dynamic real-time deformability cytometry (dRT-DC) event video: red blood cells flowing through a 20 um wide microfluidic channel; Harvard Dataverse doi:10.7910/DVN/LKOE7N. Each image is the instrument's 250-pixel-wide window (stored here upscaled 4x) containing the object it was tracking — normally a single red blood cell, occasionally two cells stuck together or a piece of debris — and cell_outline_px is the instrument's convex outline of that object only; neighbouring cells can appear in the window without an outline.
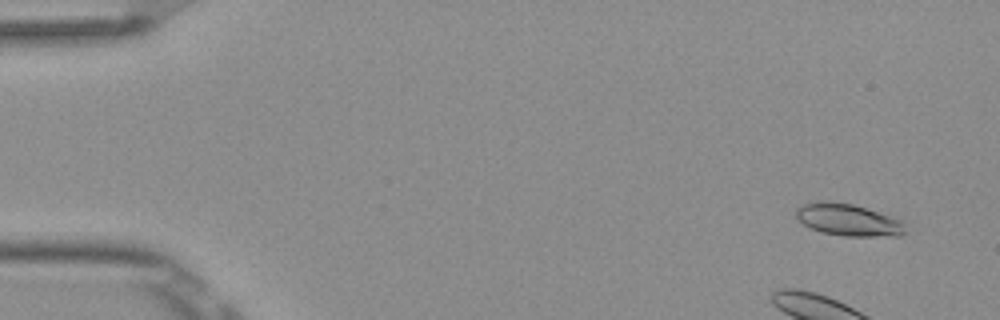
{"species": "Egyptian fruit bat (a non-hibernating species)", "species_latin": "Rousettus aegyptiacus", "temperature_condition": "room temperature", "stored_images_in_passage": 5, "camera_frame_rate_fps": 3000, "um_per_image_px": 0.085, "frame": {"image": 1, "passage_image": 2, "time_ms": 0.333, "image_size_px": [1000, 320], "cell_outline_px": [[904, 232], [900, 236], [844, 236], [820, 232], [804, 224], [796, 216], [796, 208], [804, 204], [820, 200], [824, 200], [852, 204], [900, 220], [904, 224]], "centroid_in_image_um": [72.05, 18.69], "position_along_channel_um": 12.9, "area_um2": 20.06}}